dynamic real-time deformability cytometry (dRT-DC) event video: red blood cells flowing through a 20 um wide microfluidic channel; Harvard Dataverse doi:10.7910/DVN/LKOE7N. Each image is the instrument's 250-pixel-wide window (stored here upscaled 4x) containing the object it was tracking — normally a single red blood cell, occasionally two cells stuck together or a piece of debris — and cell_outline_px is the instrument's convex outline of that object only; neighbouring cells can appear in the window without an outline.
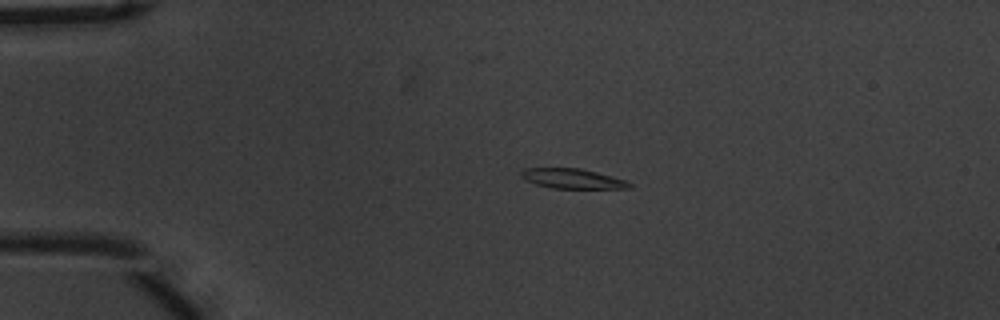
{"species": "common noctule bat (a hibernating species)", "species_latin": "Nyctalus noctula", "temperature_condition": "warm", "stored_images_in_passage": 44, "camera_frame_rate_fps": 3000, "um_per_image_px": 0.085, "animal": {"sex": "male", "body_mass_g": 20.1, "forearm_length_mm": 53.5}, "frame": {"image": 1, "passage_image": 1, "time_ms": 0.0, "image_size_px": [1000, 320], "cell_outline_px": [[632, 188], [552, 188], [536, 184], [524, 180], [520, 176], [520, 172], [524, 168], [580, 168], [612, 176], [624, 180], [632, 184]], "centroid_in_image_um": [48.61, 15.18], "position_along_channel_um": 36.4, "area_um2": 12.48}}
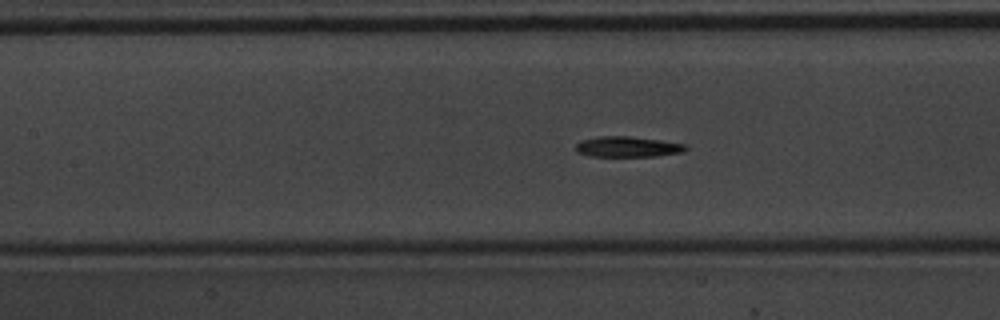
{"frame": {"image": 2, "passage_image": 14, "time_ms": 4.333, "image_size_px": [1000, 320], "cell_outline_px": [[688, 148], [684, 152], [656, 156], [588, 156], [576, 152], [576, 144], [580, 140], [600, 136], [628, 136], [660, 140], [688, 144]], "centroid_in_image_um": [53.36, 12.47], "position_along_channel_um": 154.0, "area_um2": 13.29}}
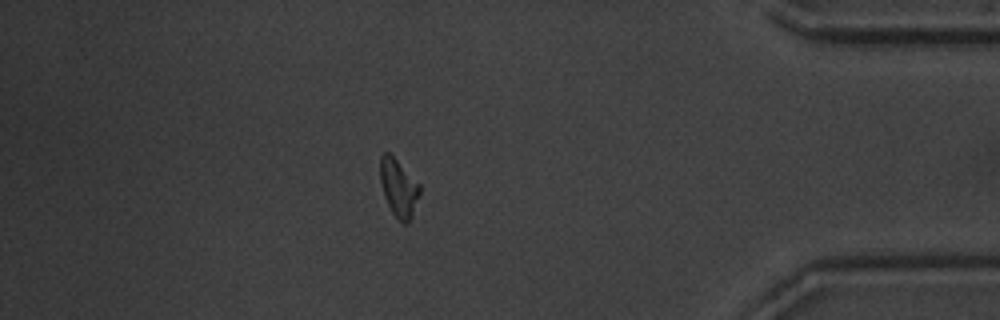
{"frame": {"image": 3, "passage_image": 37, "time_ms": 12.0, "image_size_px": [1000, 320], "cell_outline_px": [[420, 192], [412, 216], [408, 224], [404, 224], [392, 212], [384, 196], [380, 180], [380, 156], [384, 152], [388, 152], [420, 184]], "centroid_in_image_um": [33.88, 15.97], "position_along_channel_um": 401.3, "area_um2": 13.06}, "authors_computed_cell_mechanics": {"area_um2": 13.2073, "velocity_mm_per_s": 3.6902, "shape_relaxation_time_tau1_ms": 4.6932, "shape_relaxation_time_tau2_ms": null, "deformation_change_tau1": 0.2074, "deformation_change_tau2": null}}